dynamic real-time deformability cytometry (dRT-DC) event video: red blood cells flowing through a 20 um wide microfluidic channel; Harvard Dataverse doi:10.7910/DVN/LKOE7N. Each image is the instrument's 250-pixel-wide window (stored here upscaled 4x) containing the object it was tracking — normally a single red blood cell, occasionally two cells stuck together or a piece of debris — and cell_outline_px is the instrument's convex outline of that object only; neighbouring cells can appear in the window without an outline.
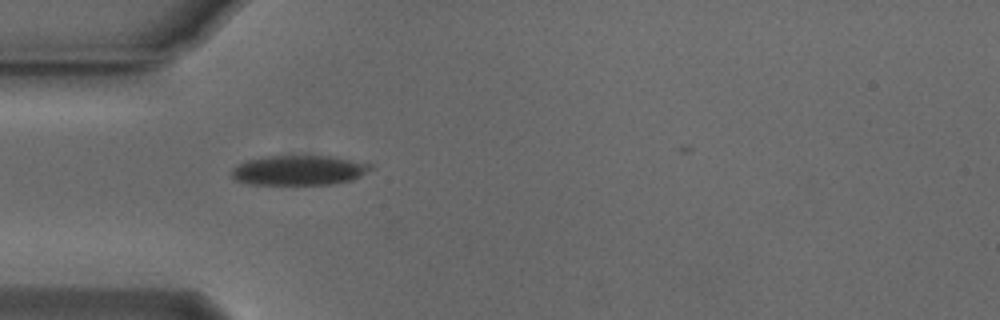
{"species": "Egyptian fruit bat (a non-hibernating species)", "species_latin": "Rousettus aegyptiacus", "temperature_condition": "cold", "stored_images_in_passage": 4, "camera_frame_rate_fps": 3000, "um_per_image_px": 0.085, "animal": {"sex": "male"}, "frame": {"image": 1, "passage_image": 1, "time_ms": 0.0, "image_size_px": [1000, 320], "cell_outline_px": [[372, 168], [360, 176], [352, 180], [332, 184], [252, 184], [236, 180], [232, 176], [232, 168], [236, 164], [244, 160], [264, 156], [332, 156], [372, 164]], "centroid_in_image_um": [25.38, 14.46], "position_along_channel_um": 59.6, "area_um2": 24.16}}